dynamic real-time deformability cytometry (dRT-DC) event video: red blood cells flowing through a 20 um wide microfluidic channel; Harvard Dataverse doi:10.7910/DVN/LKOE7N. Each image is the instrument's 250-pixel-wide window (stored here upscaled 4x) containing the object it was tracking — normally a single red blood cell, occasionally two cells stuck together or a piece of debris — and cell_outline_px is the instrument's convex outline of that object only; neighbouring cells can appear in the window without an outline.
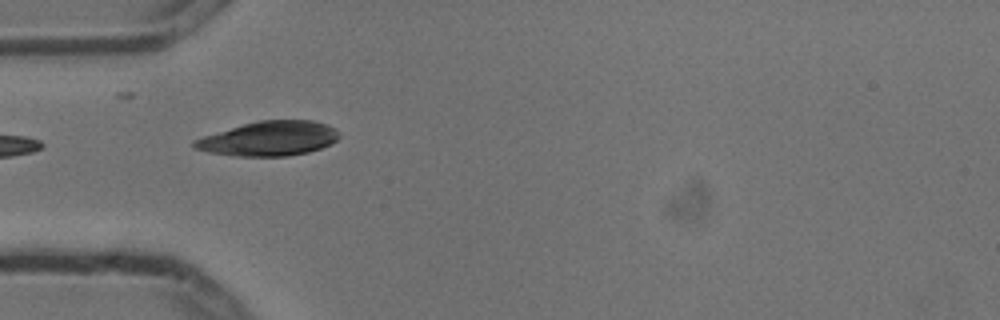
{"species": "common noctule bat (a hibernating species)", "species_latin": "Nyctalus noctula", "temperature_condition": "cold", "stored_images_in_passage": 5, "camera_frame_rate_fps": 3000, "um_per_image_px": 0.085, "animal": {"sex": "male", "body_mass_g": 13.3}, "frame": {"image": 1, "passage_image": 4, "time_ms": 1.0, "image_size_px": [1000, 320], "cell_outline_px": [[340, 136], [332, 144], [308, 152], [288, 156], [236, 156], [208, 152], [196, 148], [192, 144], [192, 140], [204, 136], [244, 124], [260, 120], [312, 120], [328, 124], [336, 128]], "centroid_in_image_um": [22.91, 11.78], "position_along_channel_um": 62.1, "area_um2": 29.07}}
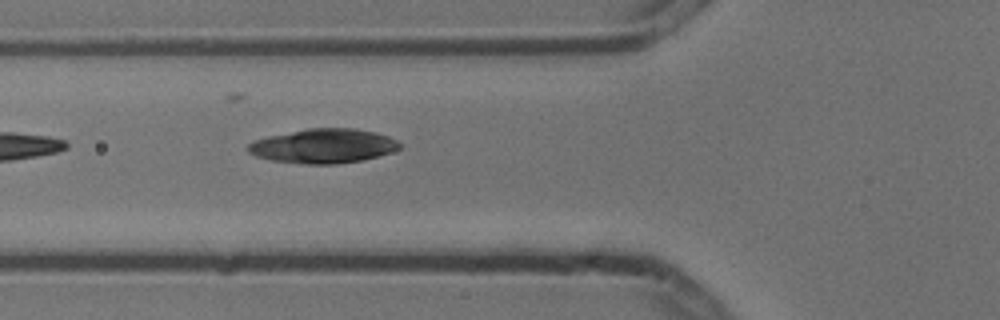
{"frame": {"image": 2, "passage_image": 5, "time_ms": 1.333, "image_size_px": [1000, 320], "cell_outline_px": [[404, 144], [400, 148], [364, 160], [336, 164], [304, 164], [272, 160], [256, 156], [248, 152], [248, 144], [252, 140], [268, 136], [308, 128], [356, 128], [376, 132], [388, 136]], "centroid_in_image_um": [27.48, 12.4], "position_along_channel_um": 98.3, "area_um2": 30.4}}